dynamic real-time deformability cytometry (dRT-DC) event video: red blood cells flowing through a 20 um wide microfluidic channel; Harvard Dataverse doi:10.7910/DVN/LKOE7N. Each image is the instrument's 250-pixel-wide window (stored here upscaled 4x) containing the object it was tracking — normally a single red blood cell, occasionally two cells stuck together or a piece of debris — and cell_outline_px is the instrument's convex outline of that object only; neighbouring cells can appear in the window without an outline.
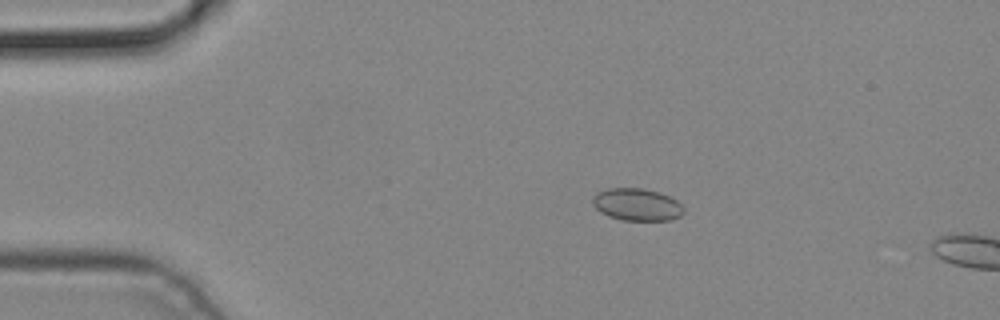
{"species": "common noctule bat (a hibernating species)", "species_latin": "Nyctalus noctula", "temperature_condition": "cold", "stored_images_in_passage": 4, "camera_frame_rate_fps": 3000, "um_per_image_px": 0.085, "animal": {"sex": "male", "body_mass_g": 19.2, "forearm_length_mm": 51.8}, "frame": {"image": 1, "passage_image": 3, "time_ms": 0.667, "image_size_px": [1000, 320], "cell_outline_px": [[684, 212], [680, 216], [672, 220], [624, 220], [608, 216], [600, 212], [592, 204], [592, 200], [600, 192], [608, 188], [644, 188], [660, 192], [676, 200], [684, 208]], "centroid_in_image_um": [54.16, 17.39], "position_along_channel_um": 30.8, "area_um2": 17.05}}